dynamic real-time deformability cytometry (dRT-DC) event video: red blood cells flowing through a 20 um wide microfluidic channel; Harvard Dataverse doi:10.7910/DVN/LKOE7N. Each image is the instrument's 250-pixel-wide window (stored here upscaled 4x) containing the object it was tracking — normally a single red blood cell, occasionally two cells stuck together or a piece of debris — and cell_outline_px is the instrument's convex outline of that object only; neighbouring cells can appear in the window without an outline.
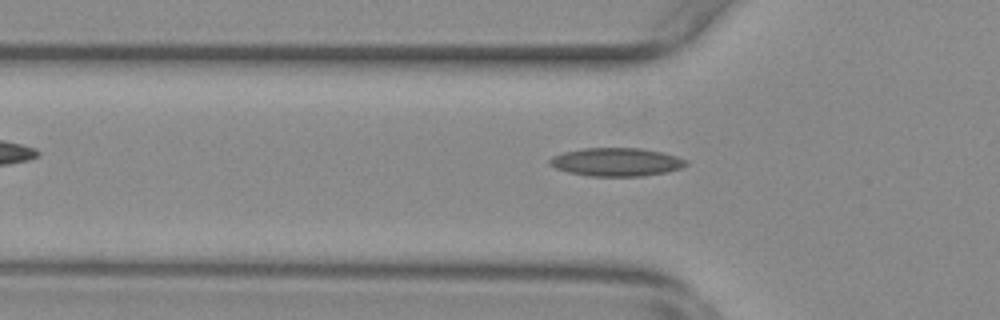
{"species": "common noctule bat (a hibernating species)", "species_latin": "Nyctalus noctula", "temperature_condition": "warm", "stored_images_in_passage": 37, "camera_frame_rate_fps": 3000, "um_per_image_px": 0.085, "animal": {"sex": "female", "body_mass_g": 29.2, "forearm_length_mm": 56.3}, "frame": {"image": 1, "passage_image": 5, "time_ms": 1.333, "image_size_px": [1000, 320], "cell_outline_px": [[688, 164], [680, 168], [668, 172], [644, 176], [588, 176], [568, 172], [556, 168], [548, 164], [548, 160], [552, 156], [564, 152], [584, 148], [640, 148], [660, 152], [676, 156], [688, 160]], "centroid_in_image_um": [52.38, 13.77], "position_along_channel_um": 73.4, "area_um2": 22.54}}
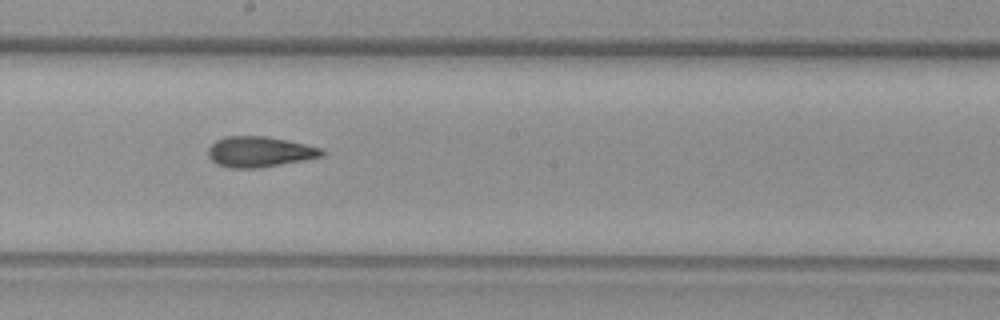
{"frame": {"image": 2, "passage_image": 17, "time_ms": 5.333, "image_size_px": [1000, 320], "cell_outline_px": [[324, 156], [304, 160], [256, 168], [228, 168], [216, 164], [208, 156], [208, 148], [216, 140], [224, 136], [264, 136], [288, 140], [320, 148], [324, 152]], "centroid_in_image_um": [22.02, 12.9], "position_along_channel_um": 226.2, "area_um2": 20.17}}
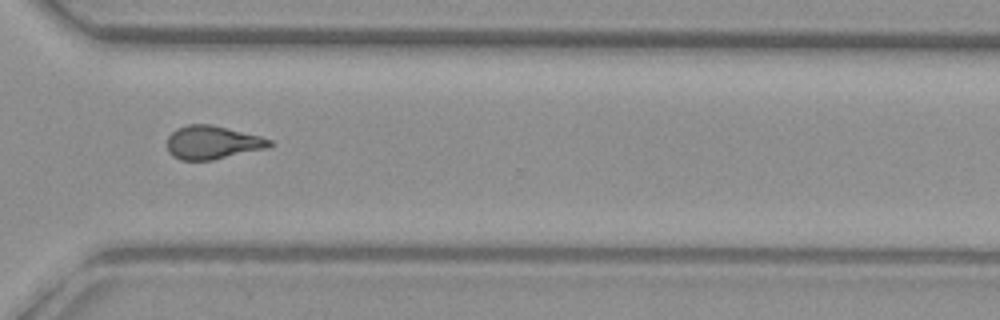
{"frame": {"image": 3, "passage_image": 27, "time_ms": 8.667, "image_size_px": [1000, 320], "cell_outline_px": [[276, 144], [268, 148], [212, 160], [180, 160], [172, 156], [168, 152], [168, 136], [176, 128], [188, 124], [212, 124], [260, 136], [272, 140]], "centroid_in_image_um": [18.07, 12.11], "position_along_channel_um": 352.5, "area_um2": 20.11}, "authors_computed_cell_mechanics": {"area_um2": 19.941, "velocity_mm_per_s": 3.7974, "shape_relaxation_time_tau1_ms": null, "shape_relaxation_time_tau2_ms": 3.1295, "deformation_change_tau1": null, "deformation_change_tau2": 0.128}}